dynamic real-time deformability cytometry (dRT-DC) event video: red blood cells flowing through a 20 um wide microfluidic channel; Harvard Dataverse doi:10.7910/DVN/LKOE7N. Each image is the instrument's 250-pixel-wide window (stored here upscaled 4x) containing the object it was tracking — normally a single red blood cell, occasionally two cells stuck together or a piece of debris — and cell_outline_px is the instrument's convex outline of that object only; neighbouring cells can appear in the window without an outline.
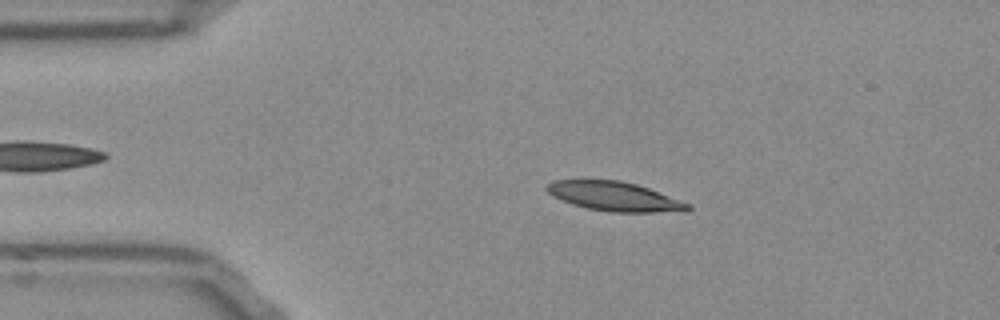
{"species": "Egyptian fruit bat (a non-hibernating species)", "species_latin": "Rousettus aegyptiacus", "temperature_condition": "room temperature", "stored_images_in_passage": 44, "camera_frame_rate_fps": 3000, "um_per_image_px": 0.085, "frame": {"image": 1, "passage_image": 2, "time_ms": 0.333, "image_size_px": [1000, 320], "cell_outline_px": [[692, 208], [688, 212], [612, 212], [588, 208], [572, 204], [552, 196], [544, 188], [552, 180], [620, 180], [636, 184], [648, 188], [692, 204]], "centroid_in_image_um": [52.28, 16.7], "position_along_channel_um": 32.7, "area_um2": 24.16}}
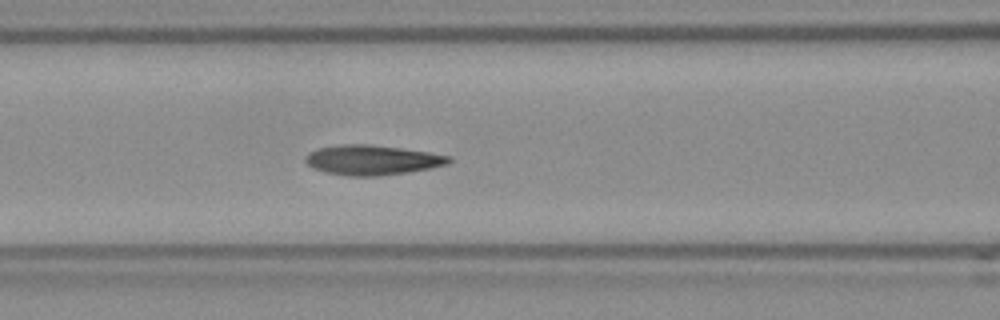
{"frame": {"image": 2, "passage_image": 13, "time_ms": 4.0, "image_size_px": [1000, 320], "cell_outline_px": [[452, 160], [448, 164], [408, 172], [376, 176], [348, 176], [324, 172], [312, 168], [304, 160], [304, 156], [308, 152], [316, 148], [340, 144], [368, 144], [400, 148], [428, 152], [452, 156]], "centroid_in_image_um": [31.58, 13.59], "position_along_channel_um": 135.0, "area_um2": 25.09}}
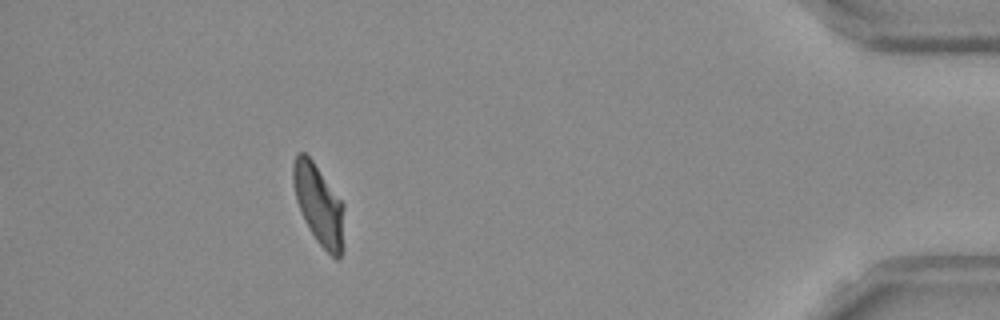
{"frame": {"image": 3, "passage_image": 39, "time_ms": 12.667, "image_size_px": [1000, 320], "cell_outline_px": [[344, 248], [340, 260], [336, 260], [316, 240], [304, 220], [296, 200], [292, 184], [292, 164], [296, 152], [304, 152], [312, 160], [344, 204]], "centroid_in_image_um": [27.11, 17.42], "position_along_channel_um": 408.1, "area_um2": 24.16}, "authors_computed_cell_mechanics": {"area_um2": 24.1026, "velocity_mm_per_s": 3.8272, "shape_relaxation_time_tau1_ms": 7.8172, "shape_relaxation_time_tau2_ms": 2.3524, "deformation_change_tau1": 0.2155, "deformation_change_tau2": 0.0908}}